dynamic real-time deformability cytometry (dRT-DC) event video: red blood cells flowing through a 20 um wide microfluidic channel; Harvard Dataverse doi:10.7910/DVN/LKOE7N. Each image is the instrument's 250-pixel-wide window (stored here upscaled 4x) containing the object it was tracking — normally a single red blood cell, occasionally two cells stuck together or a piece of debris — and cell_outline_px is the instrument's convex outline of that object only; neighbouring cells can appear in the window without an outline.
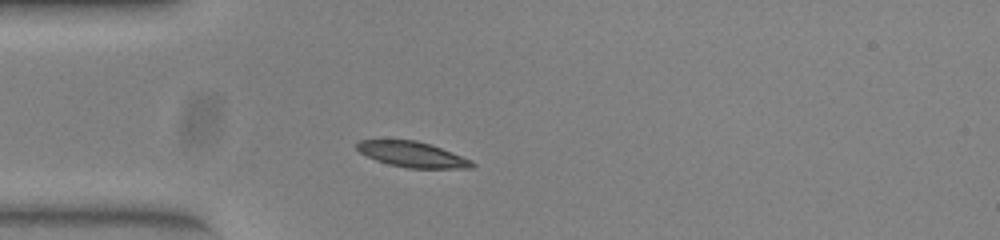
{"species": "common noctule bat (a hibernating species)", "species_latin": "Nyctalus noctula", "temperature_condition": "warm", "stored_images_in_passage": 39, "camera_frame_rate_fps": 3000, "um_per_image_px": 0.085, "animal": {"sex": "female", "body_mass_g": 23.0, "forearm_length_mm": 53.4}, "frame": {"image": 1, "passage_image": 1, "time_ms": 0.0, "image_size_px": [1000, 240], "cell_outline_px": [[476, 164], [472, 168], [408, 168], [388, 164], [376, 160], [360, 152], [356, 148], [356, 144], [360, 140], [416, 140], [440, 148], [472, 160]], "centroid_in_image_um": [35.04, 13.13], "position_along_channel_um": 50.0, "area_um2": 16.88}}
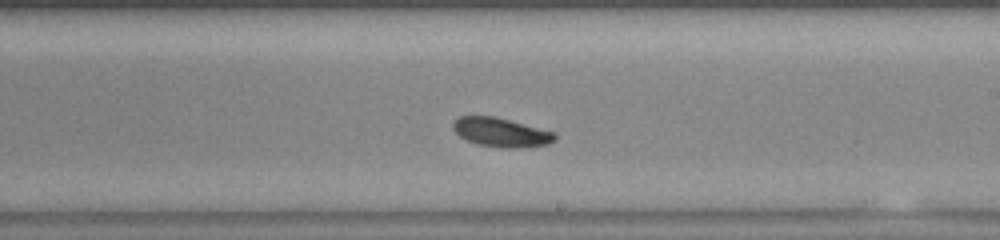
{"frame": {"image": 2, "passage_image": 17, "time_ms": 5.333, "image_size_px": [1000, 240], "cell_outline_px": [[556, 140], [548, 144], [524, 148], [500, 148], [476, 144], [460, 136], [452, 128], [452, 124], [460, 116], [492, 116], [556, 132]], "centroid_in_image_um": [42.62, 11.27], "position_along_channel_um": 246.4, "area_um2": 17.22}}
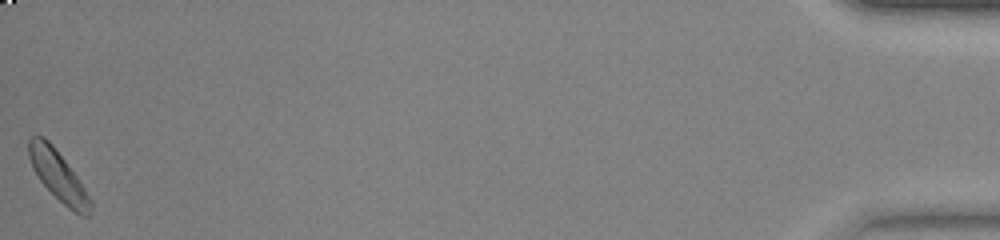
{"frame": {"image": 3, "passage_image": 39, "time_ms": 12.667, "image_size_px": [1000, 240], "cell_outline_px": [[92, 208], [88, 216], [80, 216], [68, 208], [40, 180], [32, 168], [28, 156], [28, 140], [32, 136], [44, 136], [52, 144], [76, 176], [92, 200]], "centroid_in_image_um": [4.94, 14.94], "position_along_channel_um": 430.3, "area_um2": 17.63}, "authors_computed_cell_mechanics": {"area_um2": 17.2244, "velocity_mm_per_s": 3.8915, "shape_relaxation_time_tau1_ms": 3.0628, "shape_relaxation_time_tau2_ms": null, "deformation_change_tau1": 0.0816, "deformation_change_tau2": null}}